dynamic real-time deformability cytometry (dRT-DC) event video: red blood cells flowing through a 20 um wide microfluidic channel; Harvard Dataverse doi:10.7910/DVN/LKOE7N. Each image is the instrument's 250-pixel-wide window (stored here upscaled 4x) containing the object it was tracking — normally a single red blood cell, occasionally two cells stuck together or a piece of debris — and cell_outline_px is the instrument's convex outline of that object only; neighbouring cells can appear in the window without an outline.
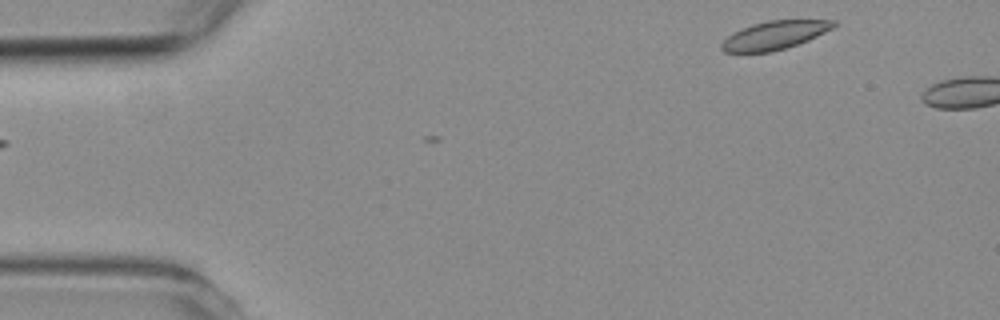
{"species": "common noctule bat (a hibernating species)", "species_latin": "Nyctalus noctula", "temperature_condition": "room temperature", "stored_images_in_passage": 4, "segment_of_instrument_passage": [2, 2], "camera_frame_rate_fps": 3000, "um_per_image_px": 0.085, "animal": {"sex": "female", "body_mass_g": 19.3, "forearm_length_mm": 54.1}, "frame": {"image": 1, "passage_image": 4, "time_ms": 3.333, "image_size_px": [1000, 320], "cell_outline_px": [[836, 24], [832, 28], [808, 40], [784, 48], [768, 52], [724, 52], [720, 48], [720, 44], [732, 32], [740, 28], [752, 24], [768, 20], [836, 20]], "centroid_in_image_um": [65.79, 2.98], "position_along_channel_um": 19.2, "area_um2": 18.38}}